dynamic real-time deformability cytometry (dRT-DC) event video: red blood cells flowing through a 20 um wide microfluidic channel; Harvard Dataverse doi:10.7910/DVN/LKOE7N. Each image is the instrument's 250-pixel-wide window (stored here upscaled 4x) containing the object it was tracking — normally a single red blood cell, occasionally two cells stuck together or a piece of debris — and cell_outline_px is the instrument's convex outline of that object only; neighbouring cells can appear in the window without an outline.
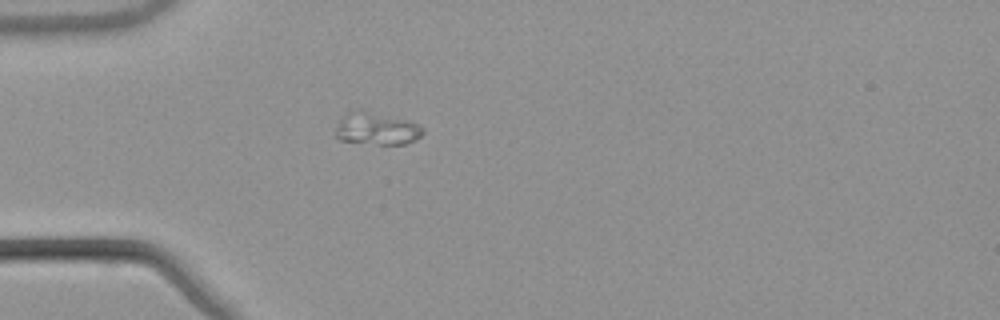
{"species": "common noctule bat (a hibernating species)", "species_latin": "Nyctalus noctula", "temperature_condition": "warm", "stored_images_in_passage": 39, "camera_frame_rate_fps": 3000, "um_per_image_px": 0.085, "animal": {"sex": "male", "body_mass_g": 21.5, "forearm_length_mm": 52.0}, "frame": {"image": 1, "passage_image": 1, "time_ms": 0.0, "image_size_px": [1000, 320], "cell_outline_px": [[424, 132], [416, 140], [404, 144], [380, 144], [340, 140], [336, 136], [336, 128], [340, 120], [348, 112], [356, 108], [360, 108], [404, 120], [416, 124], [424, 128]], "centroid_in_image_um": [32.0, 10.92], "position_along_channel_um": 53.0, "area_um2": 16.3}}
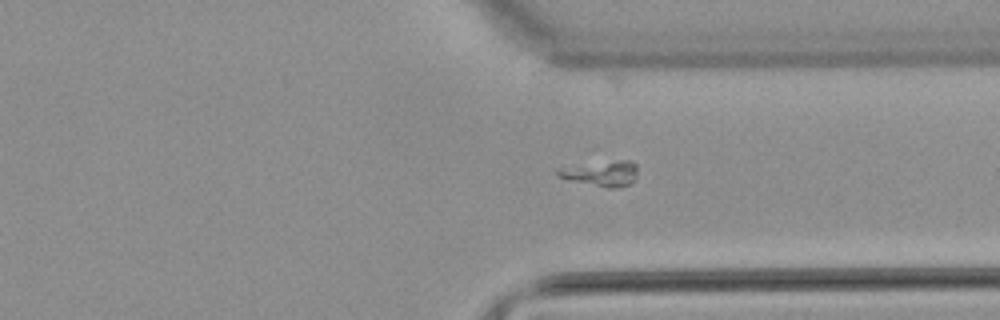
{"frame": {"image": 2, "passage_image": 26, "time_ms": 8.333, "image_size_px": [1000, 320], "cell_outline_px": [[636, 176], [628, 184], [616, 188], [608, 188], [572, 180], [560, 176], [556, 172], [556, 168], [620, 160], [632, 160], [636, 164]], "centroid_in_image_um": [51.15, 14.74], "position_along_channel_um": 360.3, "area_um2": 11.33}}
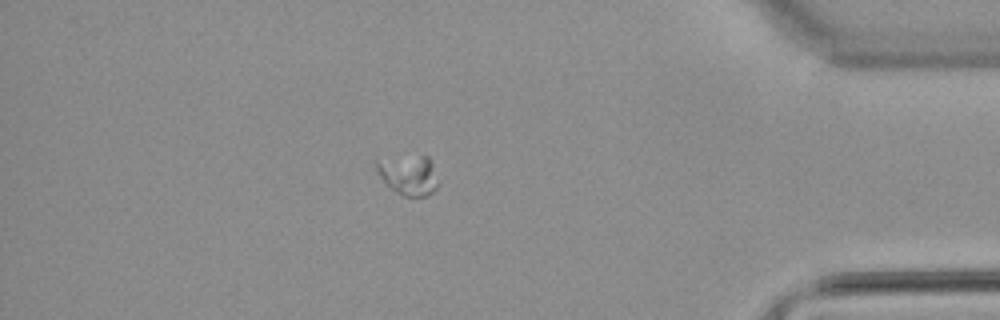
{"frame": {"image": 3, "passage_image": 32, "time_ms": 10.333, "image_size_px": [1000, 320], "cell_outline_px": [[436, 188], [428, 196], [404, 196], [396, 192], [380, 176], [376, 168], [376, 156], [428, 156], [432, 164], [436, 184]], "centroid_in_image_um": [34.65, 14.83], "position_along_channel_um": 400.5, "area_um2": 14.28}}